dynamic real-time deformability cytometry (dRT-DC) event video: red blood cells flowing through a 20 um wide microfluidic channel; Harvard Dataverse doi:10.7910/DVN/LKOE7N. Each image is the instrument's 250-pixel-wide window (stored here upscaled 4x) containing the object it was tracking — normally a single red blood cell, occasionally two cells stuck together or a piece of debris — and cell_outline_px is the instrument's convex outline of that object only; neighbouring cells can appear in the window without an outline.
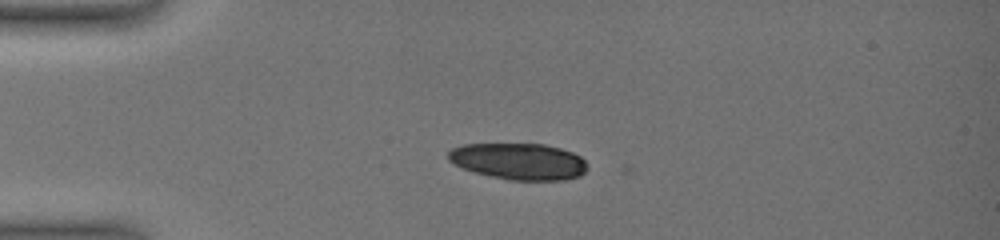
{"species": "common noctule bat (a hibernating species)", "species_latin": "Nyctalus noctula", "temperature_condition": "warm", "stored_images_in_passage": 7, "camera_frame_rate_fps": 3000, "um_per_image_px": 0.085, "animal": {"sex": "female", "body_mass_g": 19.0, "forearm_length_mm": 51.5}, "frame": {"image": 1, "passage_image": 2, "time_ms": 0.333, "image_size_px": [1000, 240], "cell_outline_px": [[588, 168], [580, 176], [564, 180], [508, 180], [472, 172], [448, 160], [448, 152], [452, 148], [464, 144], [544, 144], [560, 148], [572, 152], [580, 156], [588, 164]], "centroid_in_image_um": [44.12, 13.72], "position_along_channel_um": 40.9, "area_um2": 29.65}}